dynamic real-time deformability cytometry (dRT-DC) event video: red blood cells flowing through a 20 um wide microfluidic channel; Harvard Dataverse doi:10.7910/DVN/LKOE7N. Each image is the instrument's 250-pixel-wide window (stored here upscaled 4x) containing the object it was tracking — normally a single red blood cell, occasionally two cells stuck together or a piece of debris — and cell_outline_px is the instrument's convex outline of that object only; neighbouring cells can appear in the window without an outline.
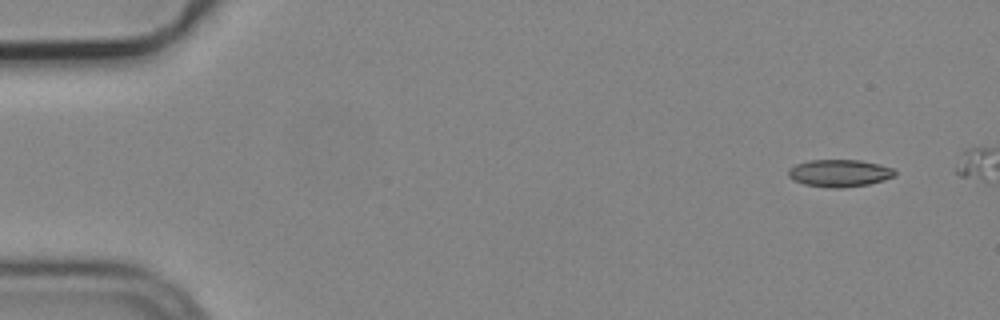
{"species": "common noctule bat (a hibernating species)", "species_latin": "Nyctalus noctula", "temperature_condition": "cold", "stored_images_in_passage": 4, "camera_frame_rate_fps": 3000, "um_per_image_px": 0.085, "animal": {"sex": "male", "body_mass_g": 19.2, "forearm_length_mm": 51.8}, "frame": {"image": 1, "passage_image": 1, "time_ms": 0.0, "image_size_px": [1000, 320], "cell_outline_px": [[896, 176], [884, 180], [868, 184], [840, 188], [828, 188], [804, 184], [792, 180], [788, 176], [788, 168], [796, 164], [808, 160], [860, 160], [880, 164], [892, 168], [896, 172]], "centroid_in_image_um": [71.34, 14.71], "position_along_channel_um": 13.7, "area_um2": 17.11}}